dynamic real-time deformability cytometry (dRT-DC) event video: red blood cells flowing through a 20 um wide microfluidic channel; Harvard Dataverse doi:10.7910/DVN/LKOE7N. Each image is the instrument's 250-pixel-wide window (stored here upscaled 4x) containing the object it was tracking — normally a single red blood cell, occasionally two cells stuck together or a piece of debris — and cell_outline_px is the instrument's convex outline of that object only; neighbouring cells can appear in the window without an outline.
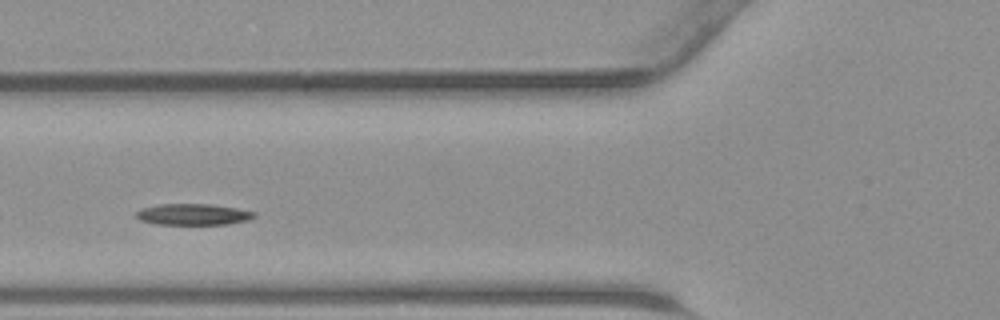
{"species": "common noctule bat (a hibernating species)", "species_latin": "Nyctalus noctula", "temperature_condition": "warm", "stored_images_in_passage": 28, "camera_frame_rate_fps": 3000, "um_per_image_px": 0.085, "animal": {"sex": "male", "body_mass_g": 23.1, "forearm_length_mm": 52.7}, "frame": {"image": 1, "passage_image": 10, "time_ms": 3.0, "image_size_px": [1000, 320], "cell_outline_px": [[256, 216], [248, 220], [228, 224], [156, 224], [140, 220], [136, 216], [136, 212], [140, 208], [160, 204], [212, 204], [236, 208], [256, 212]], "centroid_in_image_um": [16.42, 18.22], "position_along_channel_um": 109.4, "area_um2": 14.62}}
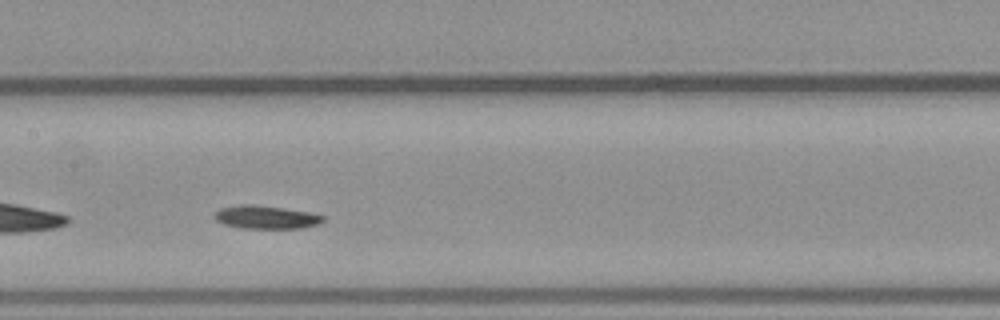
{"frame": {"image": 2, "passage_image": 15, "time_ms": 4.667, "image_size_px": [1000, 320], "cell_outline_px": [[324, 220], [320, 224], [304, 228], [244, 228], [224, 224], [216, 220], [212, 216], [220, 208], [240, 204], [252, 204], [284, 208], [308, 212], [324, 216]], "centroid_in_image_um": [22.61, 18.46], "position_along_channel_um": 184.8, "area_um2": 14.68}}
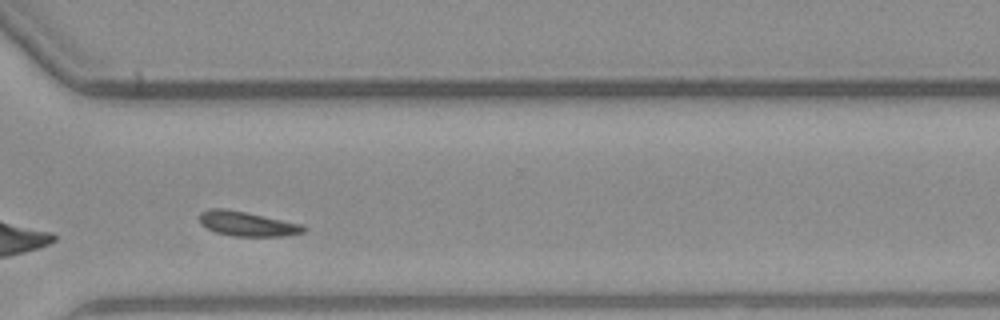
{"frame": {"image": 3, "passage_image": 26, "time_ms": 8.333, "image_size_px": [1000, 320], "cell_outline_px": [[308, 228], [304, 232], [284, 236], [232, 236], [216, 232], [200, 224], [200, 212], [208, 208], [224, 208], [304, 224]], "centroid_in_image_um": [21.03, 19.02], "position_along_channel_um": 349.6, "area_um2": 14.97}}